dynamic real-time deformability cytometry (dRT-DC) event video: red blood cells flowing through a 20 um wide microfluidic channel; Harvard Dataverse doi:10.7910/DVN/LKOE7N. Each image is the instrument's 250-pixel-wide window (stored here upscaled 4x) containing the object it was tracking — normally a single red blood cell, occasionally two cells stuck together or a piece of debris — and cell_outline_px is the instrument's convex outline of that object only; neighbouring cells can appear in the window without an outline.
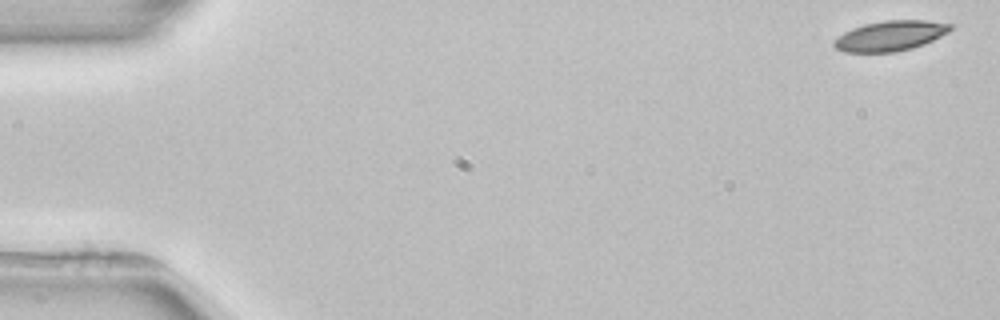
{"species": "common noctule bat (a hibernating species)", "species_latin": "Nyctalus noctula", "temperature_condition": "room temperature", "stored_images_in_passage": 3, "camera_frame_rate_fps": 3000, "um_per_image_px": 0.085, "animal": {"sex": "female", "body_mass_g": 22.7, "forearm_length_mm": 54.2}, "frame": {"image": 1, "passage_image": 1, "time_ms": 0.0, "image_size_px": [1000, 320], "cell_outline_px": [[952, 28], [948, 32], [924, 44], [912, 48], [896, 52], [844, 52], [836, 48], [832, 44], [832, 40], [836, 36], [852, 28], [864, 24], [884, 20], [924, 20], [952, 24]], "centroid_in_image_um": [75.62, 3.04], "position_along_channel_um": 9.4, "area_um2": 20.52}}
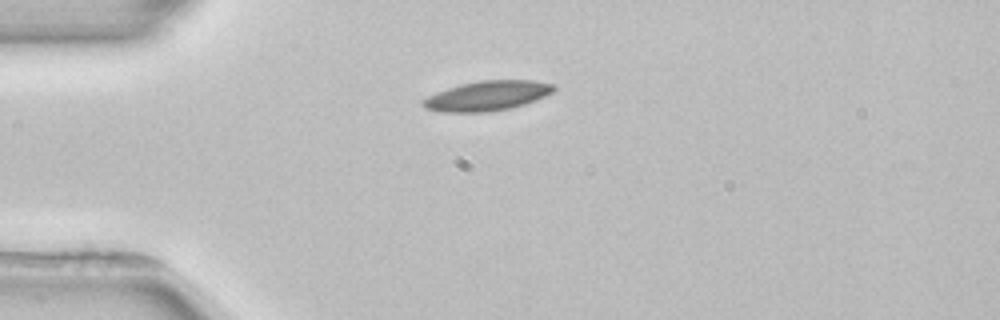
{"frame": {"image": 2, "passage_image": 3, "time_ms": 4.0, "image_size_px": [1000, 320], "cell_outline_px": [[556, 88], [552, 92], [544, 96], [524, 104], [508, 108], [488, 112], [440, 112], [424, 108], [420, 104], [428, 96], [436, 92], [460, 84], [480, 80], [532, 80], [556, 84]], "centroid_in_image_um": [41.4, 8.14], "position_along_channel_um": 43.6, "area_um2": 22.66}}